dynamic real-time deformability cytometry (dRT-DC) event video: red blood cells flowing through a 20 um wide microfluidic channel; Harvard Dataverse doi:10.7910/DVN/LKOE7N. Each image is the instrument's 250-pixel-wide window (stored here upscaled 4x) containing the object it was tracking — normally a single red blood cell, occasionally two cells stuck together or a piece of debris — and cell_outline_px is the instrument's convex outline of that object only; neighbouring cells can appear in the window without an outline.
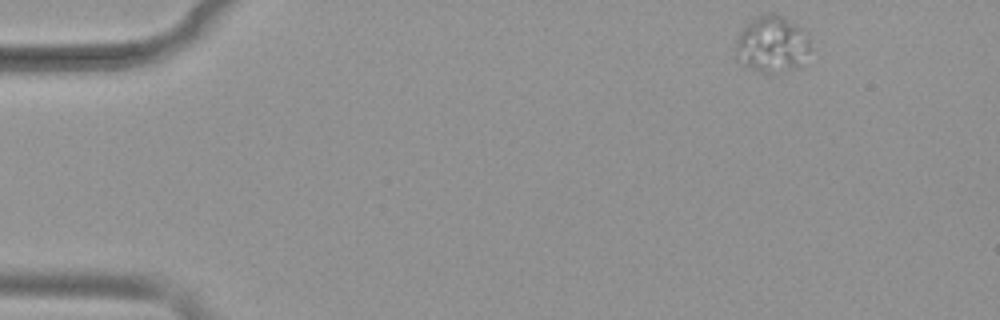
{"species": "common noctule bat (a hibernating species)", "species_latin": "Nyctalus noctula", "temperature_condition": "warm", "stored_images_in_passage": 48, "camera_frame_rate_fps": 3000, "um_per_image_px": 0.085, "animal": {"sex": "female", "body_mass_g": 19.9}, "frame": {"image": 1, "passage_image": 1, "time_ms": 0.0, "image_size_px": [1000, 320], "cell_outline_px": [[812, 48], [792, 68], [776, 72], [760, 72], [744, 64], [736, 56], [736, 40], [744, 24], [748, 20], [760, 12], [772, 12], [804, 28]], "centroid_in_image_um": [65.58, 3.67], "position_along_channel_um": 19.4, "area_um2": 24.39}}
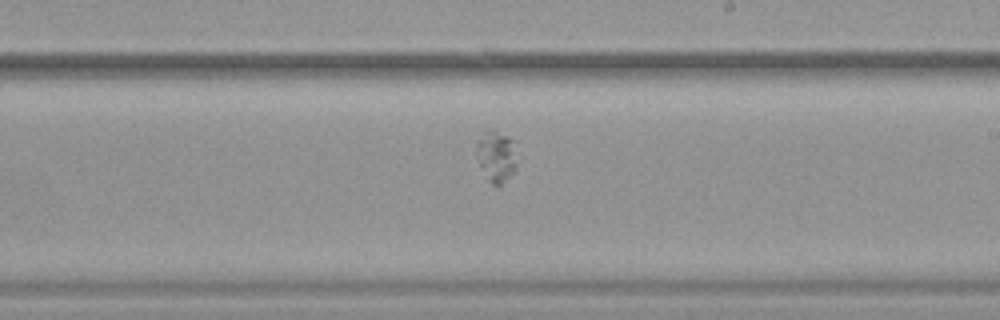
{"frame": {"image": 2, "passage_image": 27, "time_ms": 8.667, "image_size_px": [1000, 320], "cell_outline_px": [[520, 156], [516, 168], [500, 188], [496, 188], [488, 180], [476, 156], [476, 140], [488, 128], [492, 128], [512, 140]], "centroid_in_image_um": [42.22, 13.3], "position_along_channel_um": 246.8, "area_um2": 12.66}}
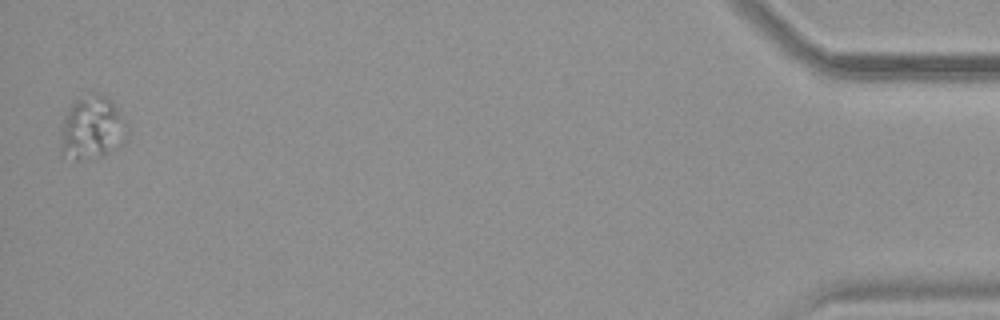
{"frame": {"image": 3, "passage_image": 48, "time_ms": 15.667, "image_size_px": [1000, 320], "cell_outline_px": [[128, 140], [116, 148], [100, 156], [88, 160], [76, 160], [60, 156], [60, 128], [72, 104], [76, 100], [96, 92], [112, 100], [128, 128]], "centroid_in_image_um": [7.81, 10.93], "position_along_channel_um": 427.4, "area_um2": 24.74}}